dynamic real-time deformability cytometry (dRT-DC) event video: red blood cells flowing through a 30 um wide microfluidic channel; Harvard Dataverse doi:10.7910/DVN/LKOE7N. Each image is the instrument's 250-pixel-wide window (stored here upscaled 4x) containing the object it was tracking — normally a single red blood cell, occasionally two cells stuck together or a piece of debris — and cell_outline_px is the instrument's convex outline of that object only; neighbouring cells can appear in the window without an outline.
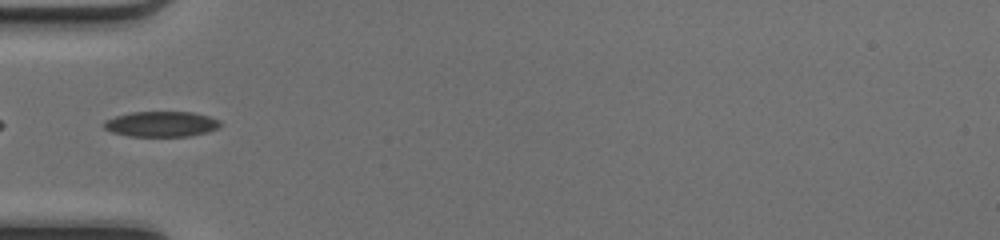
{"species": "common noctule bat (a hibernating species)", "species_latin": "Nyctalus noctula", "temperature_condition": "cold", "stored_images_in_passage": 34, "camera_frame_rate_fps": 3000, "um_per_image_px": 0.085, "animal": {"sex": "female", "body_mass_g": 17.0, "forearm_length_mm": 48.0}, "frame": {"image": 1, "passage_image": 1, "time_ms": 0.0, "image_size_px": [1000, 240], "cell_outline_px": [[220, 124], [216, 128], [208, 132], [188, 136], [128, 136], [112, 132], [104, 128], [100, 124], [104, 120], [116, 116], [132, 112], [192, 112], [208, 116], [220, 120]], "centroid_in_image_um": [13.66, 10.54], "position_along_channel_um": 71.3, "area_um2": 17.22}}
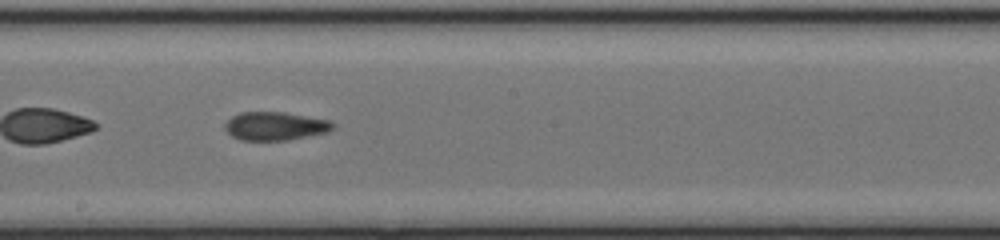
{"frame": {"image": 2, "passage_image": 12, "time_ms": 3.667, "image_size_px": [1000, 240], "cell_outline_px": [[336, 128], [328, 132], [288, 140], [240, 140], [232, 136], [224, 128], [224, 124], [232, 116], [240, 112], [284, 112], [328, 120], [336, 124]], "centroid_in_image_um": [23.4, 10.72], "position_along_channel_um": 224.8, "area_um2": 17.92}}
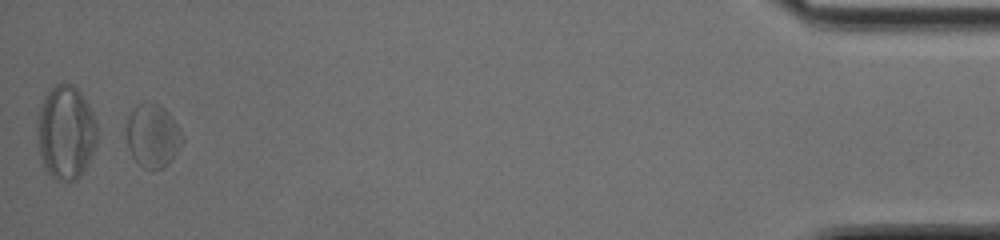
{"frame": {"image": 3, "passage_image": 32, "time_ms": 10.333, "image_size_px": [1000, 240], "cell_outline_px": [[184, 140], [172, 160], [168, 164], [152, 172], [144, 168], [132, 156], [128, 148], [128, 116], [132, 108], [140, 104], [160, 104], [172, 116], [180, 128], [184, 136]], "centroid_in_image_um": [13.02, 11.57], "position_along_channel_um": 422.2, "area_um2": 20.58}, "authors_computed_cell_mechanics": {"area_um2": 18.3804, "velocity_mm_per_s": 4.1709, "shape_relaxation_time_tau1_ms": null, "shape_relaxation_time_tau2_ms": 2.7891, "deformation_change_tau1": null, "deformation_change_tau2": 0.1001}}